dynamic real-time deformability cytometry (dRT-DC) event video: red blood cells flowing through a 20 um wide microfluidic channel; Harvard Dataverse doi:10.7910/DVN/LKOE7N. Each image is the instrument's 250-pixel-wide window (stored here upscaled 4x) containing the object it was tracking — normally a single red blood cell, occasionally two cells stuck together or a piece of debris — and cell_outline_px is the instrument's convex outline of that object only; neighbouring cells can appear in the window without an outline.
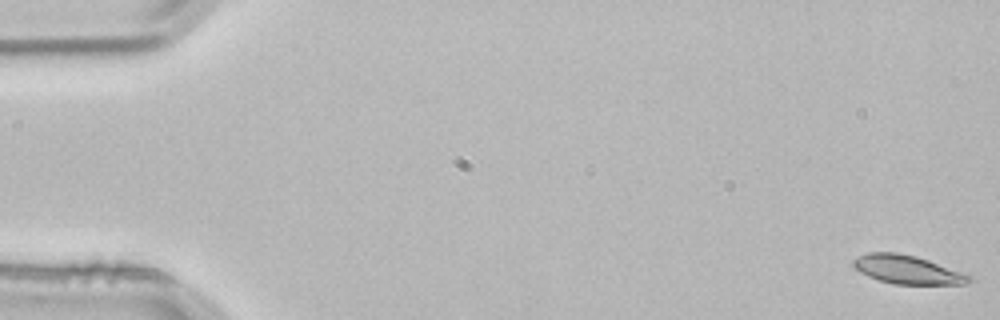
{"species": "common noctule bat (a hibernating species)", "species_latin": "Nyctalus noctula", "temperature_condition": "room temperature", "stored_images_in_passage": 3, "segment_of_instrument_passage": [2, 2], "camera_frame_rate_fps": 3000, "um_per_image_px": 0.085, "animal": {"sex": "male", "body_mass_g": 21.5, "forearm_length_mm": 52.0}, "frame": {"image": 1, "passage_image": 3, "time_ms": 0.667, "image_size_px": [1000, 320], "cell_outline_px": [[972, 280], [964, 284], [892, 284], [868, 276], [860, 272], [852, 264], [852, 260], [868, 252], [896, 252], [916, 256], [928, 260], [972, 276]], "centroid_in_image_um": [77.11, 22.91], "position_along_channel_um": 7.9, "area_um2": 19.07}}